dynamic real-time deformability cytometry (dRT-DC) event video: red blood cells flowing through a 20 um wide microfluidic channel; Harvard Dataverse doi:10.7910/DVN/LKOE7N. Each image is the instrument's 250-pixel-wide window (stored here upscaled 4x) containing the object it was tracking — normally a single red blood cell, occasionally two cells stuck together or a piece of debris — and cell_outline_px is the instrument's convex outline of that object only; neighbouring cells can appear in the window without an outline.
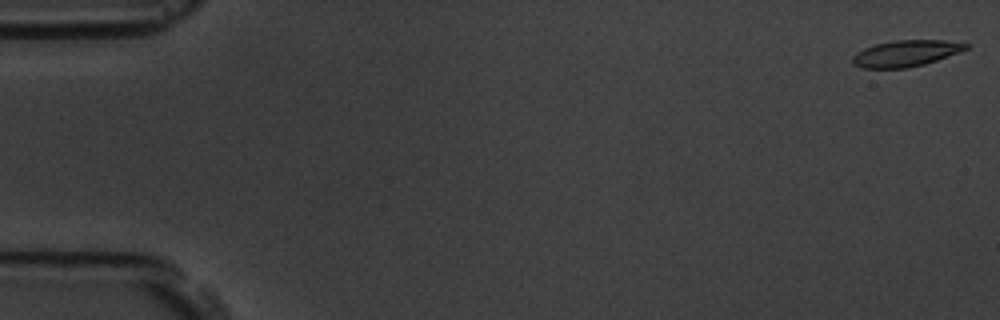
{"species": "common noctule bat (a hibernating species)", "species_latin": "Nyctalus noctula", "temperature_condition": "room temperature", "stored_images_in_passage": 58, "camera_frame_rate_fps": 3000, "um_per_image_px": 0.085, "animal": {"sex": "male", "body_mass_g": 19.5, "forearm_length_mm": 54.6}, "frame": {"image": 1, "passage_image": 1, "time_ms": 0.0, "image_size_px": [1000, 320], "cell_outline_px": [[968, 48], [960, 52], [924, 64], [908, 68], [860, 68], [852, 64], [852, 56], [856, 52], [864, 48], [876, 44], [896, 40], [944, 40], [968, 44]], "centroid_in_image_um": [76.95, 4.54], "position_along_channel_um": 8.0, "area_um2": 17.34}}
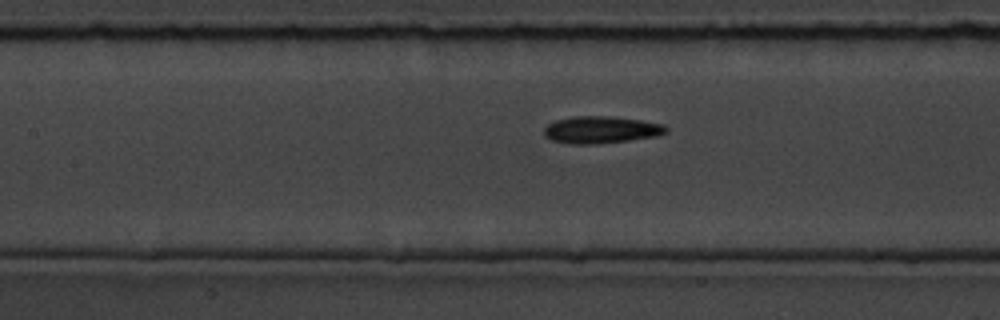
{"frame": {"image": 2, "passage_image": 26, "time_ms": 8.333, "image_size_px": [1000, 320], "cell_outline_px": [[668, 132], [656, 136], [628, 140], [596, 144], [572, 144], [552, 140], [544, 136], [544, 128], [548, 124], [556, 120], [572, 116], [604, 116], [640, 120], [664, 124], [668, 128]], "centroid_in_image_um": [51.08, 11.03], "position_along_channel_um": 156.3, "area_um2": 19.19}}
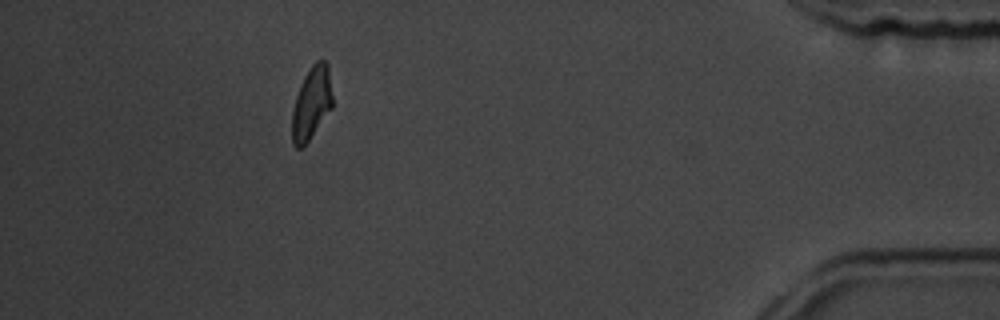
{"frame": {"image": 3, "passage_image": 52, "time_ms": 17.0, "image_size_px": [1000, 320], "cell_outline_px": [[332, 108], [308, 140], [300, 148], [296, 148], [292, 144], [292, 112], [296, 96], [300, 84], [304, 76], [312, 64], [316, 60], [324, 60], [328, 64], [332, 96]], "centroid_in_image_um": [26.47, 8.74], "position_along_channel_um": 408.7, "area_um2": 16.99}, "authors_computed_cell_mechanics": {"area_um2": 17.918, "velocity_mm_per_s": 3.549, "shape_relaxation_time_tau1_ms": 3.531, "shape_relaxation_time_tau2_ms": 3.5472, "deformation_change_tau1": 0.1191, "deformation_change_tau2": 0.1124}}